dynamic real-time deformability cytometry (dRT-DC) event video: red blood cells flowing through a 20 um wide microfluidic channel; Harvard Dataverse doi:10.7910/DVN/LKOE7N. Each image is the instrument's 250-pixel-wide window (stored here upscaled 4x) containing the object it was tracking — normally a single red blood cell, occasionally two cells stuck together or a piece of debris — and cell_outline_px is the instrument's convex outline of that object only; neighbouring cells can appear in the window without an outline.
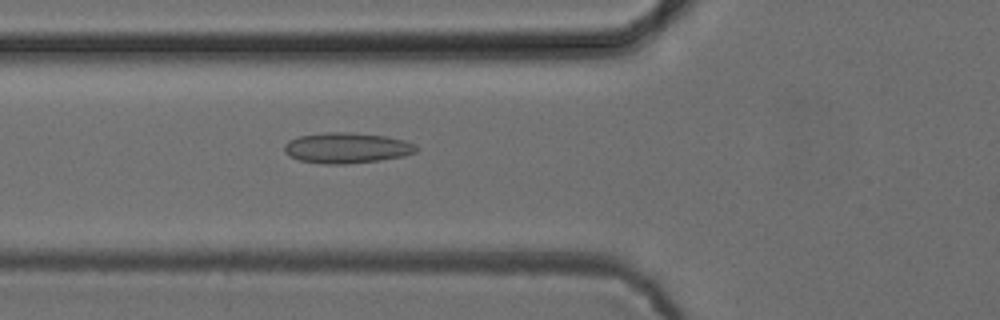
{"species": "common noctule bat (a hibernating species)", "species_latin": "Nyctalus noctula", "temperature_condition": "cold", "stored_images_in_passage": 52, "camera_frame_rate_fps": 3000, "um_per_image_px": 0.085, "animal": {"sex": "female", "body_mass_g": 24.6, "forearm_length_mm": 56.2}, "frame": {"image": 1, "passage_image": 19, "time_ms": 6.0, "image_size_px": [1000, 320], "cell_outline_px": [[420, 148], [416, 152], [404, 156], [380, 160], [344, 164], [324, 164], [300, 160], [288, 156], [284, 152], [284, 144], [288, 140], [300, 136], [328, 132], [348, 132], [388, 136], [404, 140], [416, 144]], "centroid_in_image_um": [29.49, 12.57], "position_along_channel_um": 96.3, "area_um2": 23.7}}
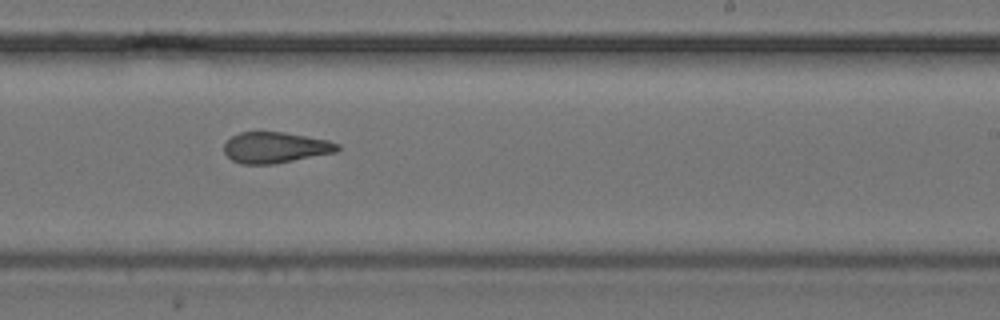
{"frame": {"image": 2, "passage_image": 32, "time_ms": 10.333, "image_size_px": [1000, 320], "cell_outline_px": [[340, 148], [336, 152], [276, 164], [240, 164], [232, 160], [224, 152], [224, 144], [232, 136], [240, 132], [284, 132], [328, 140], [340, 144]], "centroid_in_image_um": [23.41, 12.55], "position_along_channel_um": 265.6, "area_um2": 20.52}}
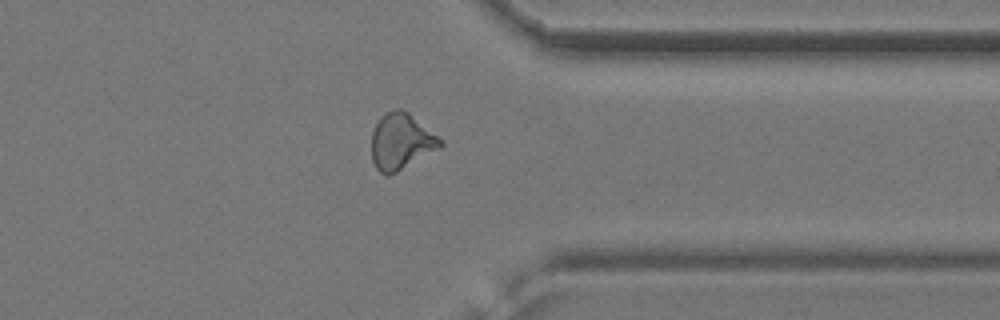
{"frame": {"image": 3, "passage_image": 41, "time_ms": 13.333, "image_size_px": [1000, 320], "cell_outline_px": [[444, 144], [440, 148], [396, 172], [388, 176], [384, 176], [376, 168], [372, 160], [372, 132], [380, 116], [384, 112], [396, 108], [400, 108], [408, 112], [444, 140]], "centroid_in_image_um": [34.1, 12.01], "position_along_channel_um": 377.3, "area_um2": 22.66}, "authors_computed_cell_mechanics": {"area_um2": 22.0796, "velocity_mm_per_s": 3.8967, "shape_relaxation_time_tau1_ms": null, "shape_relaxation_time_tau2_ms": 2.0403, "deformation_change_tau1": null, "deformation_change_tau2": 0.0931}}